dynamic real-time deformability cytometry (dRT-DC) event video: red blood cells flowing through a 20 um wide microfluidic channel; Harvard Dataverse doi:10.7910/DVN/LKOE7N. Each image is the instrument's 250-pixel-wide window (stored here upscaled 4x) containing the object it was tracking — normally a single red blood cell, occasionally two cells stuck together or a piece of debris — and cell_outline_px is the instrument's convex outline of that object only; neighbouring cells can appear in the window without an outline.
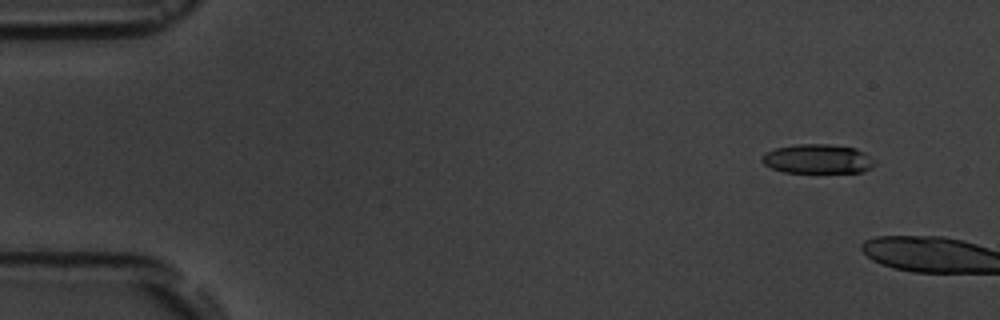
{"species": "common noctule bat (a hibernating species)", "species_latin": "Nyctalus noctula", "temperature_condition": "room temperature", "stored_images_in_passage": 3, "camera_frame_rate_fps": 3000, "um_per_image_px": 0.085, "animal": {"sex": "male", "body_mass_g": 19.5, "forearm_length_mm": 54.6}, "frame": {"image": 1, "passage_image": 2, "time_ms": 1.333, "image_size_px": [1000, 320], "cell_outline_px": [[876, 164], [872, 168], [864, 172], [784, 172], [772, 168], [764, 164], [760, 160], [760, 156], [776, 148], [796, 144], [828, 144], [856, 148], [864, 152], [876, 160]], "centroid_in_image_um": [69.54, 13.51], "position_along_channel_um": 15.5, "area_um2": 19.36}}